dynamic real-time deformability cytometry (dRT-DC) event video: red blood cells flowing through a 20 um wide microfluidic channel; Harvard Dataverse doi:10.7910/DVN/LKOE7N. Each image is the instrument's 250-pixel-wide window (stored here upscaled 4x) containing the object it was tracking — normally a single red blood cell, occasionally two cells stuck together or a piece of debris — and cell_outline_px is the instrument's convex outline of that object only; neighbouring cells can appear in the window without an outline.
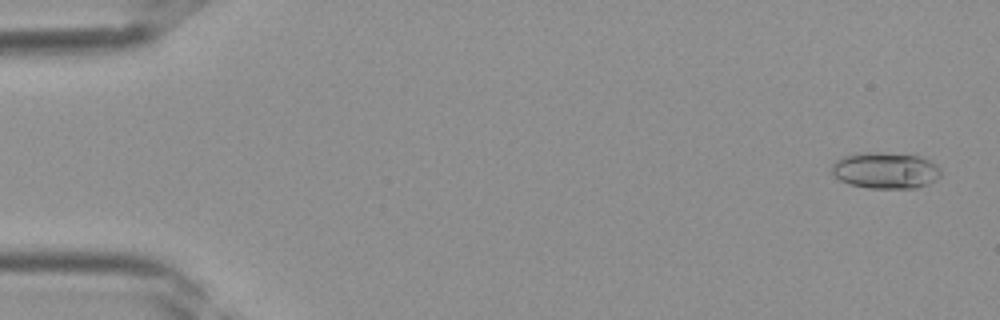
{"species": "Egyptian fruit bat (a non-hibernating species)", "species_latin": "Rousettus aegyptiacus", "temperature_condition": "room temperature", "stored_images_in_passage": 37, "camera_frame_rate_fps": 3000, "um_per_image_px": 0.085, "frame": {"image": 1, "passage_image": 2, "time_ms": 0.333, "image_size_px": [1000, 320], "cell_outline_px": [[940, 176], [936, 180], [928, 184], [916, 188], [868, 188], [848, 184], [832, 176], [832, 164], [836, 160], [844, 156], [864, 152], [880, 152], [920, 156], [936, 164], [940, 168]], "centroid_in_image_um": [75.25, 14.49], "position_along_channel_um": 9.8, "area_um2": 23.24}}
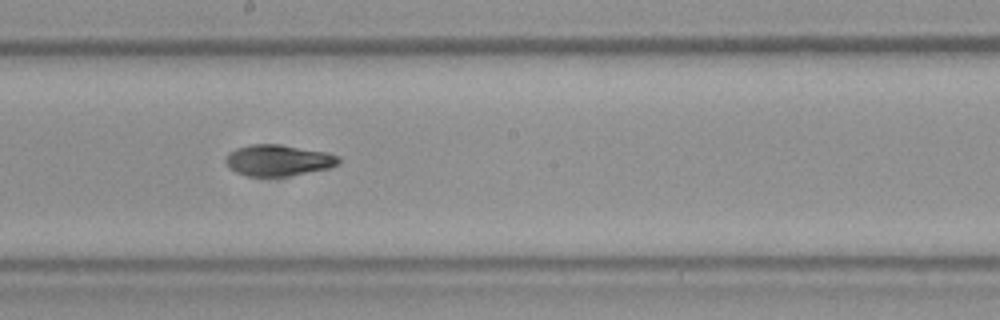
{"frame": {"image": 2, "passage_image": 22, "time_ms": 7.0, "image_size_px": [1000, 320], "cell_outline_px": [[340, 164], [332, 168], [284, 176], [248, 176], [236, 172], [228, 168], [224, 160], [228, 152], [236, 148], [248, 144], [280, 144], [328, 152], [340, 156]], "centroid_in_image_um": [23.66, 13.61], "position_along_channel_um": 224.5, "area_um2": 20.87}}
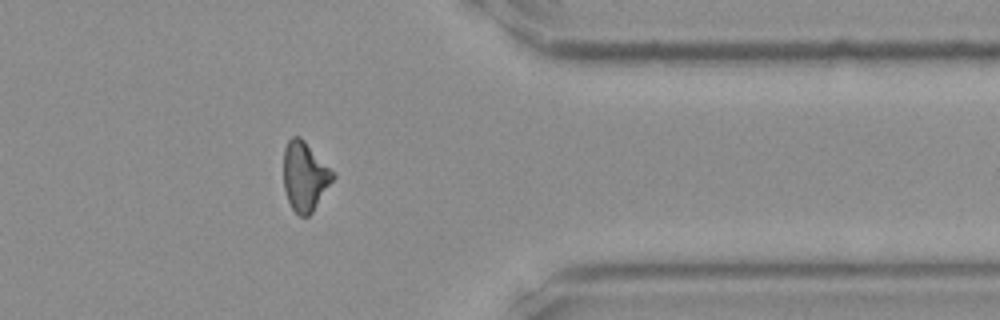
{"frame": {"image": 3, "passage_image": 32, "time_ms": 10.333, "image_size_px": [1000, 320], "cell_outline_px": [[336, 176], [312, 212], [308, 216], [300, 216], [292, 208], [288, 200], [284, 188], [284, 148], [288, 140], [292, 136], [300, 136], [336, 172]], "centroid_in_image_um": [25.93, 14.96], "position_along_channel_um": 385.5, "area_um2": 20.0}}